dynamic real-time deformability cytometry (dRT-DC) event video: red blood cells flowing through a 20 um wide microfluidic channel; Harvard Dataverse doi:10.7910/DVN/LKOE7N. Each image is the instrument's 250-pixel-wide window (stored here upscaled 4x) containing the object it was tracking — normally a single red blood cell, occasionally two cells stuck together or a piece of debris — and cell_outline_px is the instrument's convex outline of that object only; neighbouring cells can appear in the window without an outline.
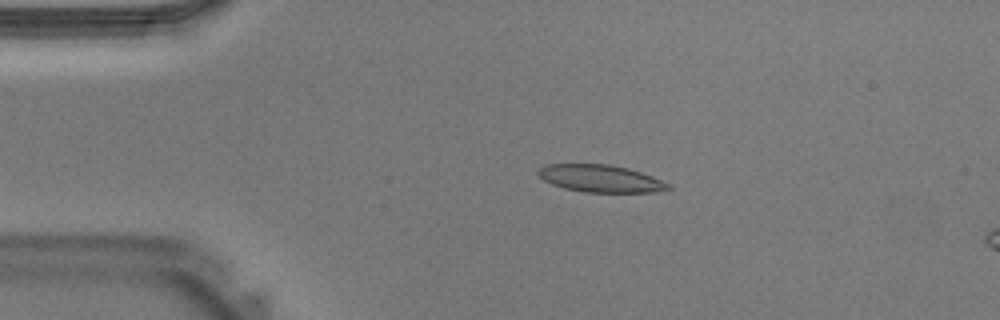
{"species": "Egyptian fruit bat (a non-hibernating species)", "species_latin": "Rousettus aegyptiacus", "temperature_condition": "warm", "stored_images_in_passage": 33, "camera_frame_rate_fps": 3000, "um_per_image_px": 0.085, "animal": {"sex": "male"}, "frame": {"image": 1, "passage_image": 1, "time_ms": 0.0, "image_size_px": [1000, 320], "cell_outline_px": [[672, 188], [652, 192], [584, 192], [564, 188], [552, 184], [544, 180], [536, 172], [544, 164], [612, 164], [628, 168], [652, 176], [672, 184]], "centroid_in_image_um": [51.05, 15.17], "position_along_channel_um": 33.9, "area_um2": 20.75}}
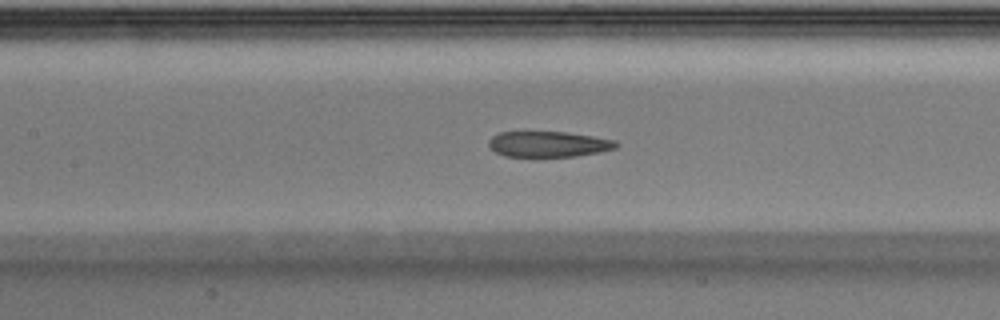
{"frame": {"image": 2, "passage_image": 11, "time_ms": 3.333, "image_size_px": [1000, 320], "cell_outline_px": [[620, 144], [616, 148], [600, 152], [576, 156], [504, 156], [496, 152], [488, 144], [488, 140], [492, 136], [500, 132], [568, 132], [616, 140]], "centroid_in_image_um": [46.65, 12.24], "position_along_channel_um": 160.8, "area_um2": 19.02}}
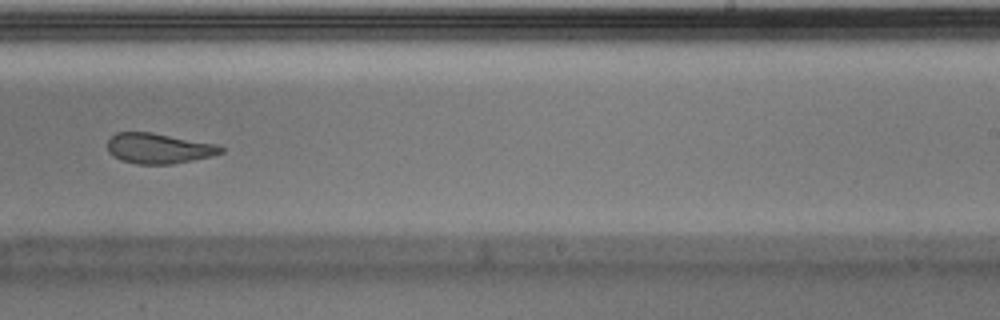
{"frame": {"image": 3, "passage_image": 18, "time_ms": 5.667, "image_size_px": [1000, 320], "cell_outline_px": [[224, 152], [212, 156], [172, 164], [140, 164], [124, 160], [112, 156], [108, 152], [108, 140], [116, 132], [152, 132], [216, 144], [224, 148]], "centroid_in_image_um": [13.5, 12.6], "position_along_channel_um": 275.5, "area_um2": 19.94}}